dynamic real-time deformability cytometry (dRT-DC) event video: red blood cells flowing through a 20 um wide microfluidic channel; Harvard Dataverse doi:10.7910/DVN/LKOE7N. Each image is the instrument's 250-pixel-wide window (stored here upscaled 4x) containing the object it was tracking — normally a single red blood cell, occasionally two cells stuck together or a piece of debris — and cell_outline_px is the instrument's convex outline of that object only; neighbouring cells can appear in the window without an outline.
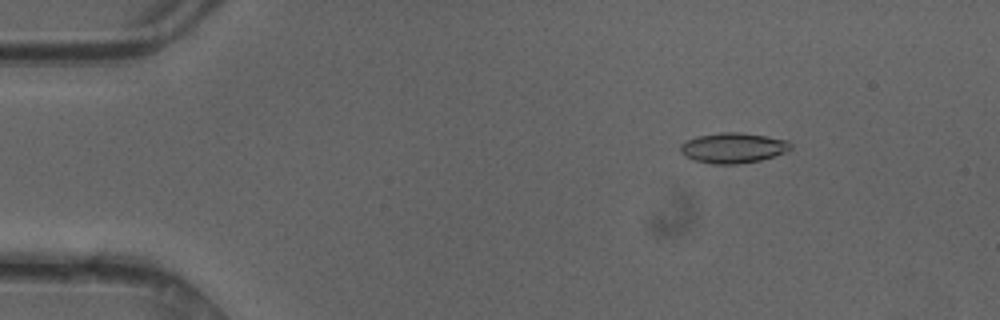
{"species": "common noctule bat (a hibernating species)", "species_latin": "Nyctalus noctula", "temperature_condition": "cold", "stored_images_in_passage": 49, "camera_frame_rate_fps": 3000, "um_per_image_px": 0.085, "animal": {"sex": "female"}, "frame": {"image": 1, "passage_image": 7, "time_ms": 2.0, "image_size_px": [1000, 320], "cell_outline_px": [[792, 148], [784, 152], [760, 160], [736, 164], [712, 164], [692, 160], [684, 156], [680, 152], [680, 144], [688, 140], [700, 136], [720, 132], [740, 132], [788, 140], [792, 144]], "centroid_in_image_um": [62.29, 12.57], "position_along_channel_um": 22.7, "area_um2": 19.36}}
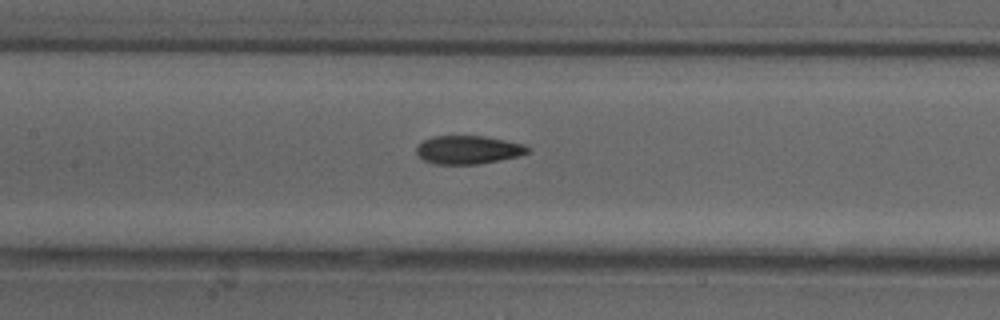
{"frame": {"image": 2, "passage_image": 23, "time_ms": 7.333, "image_size_px": [1000, 320], "cell_outline_px": [[532, 148], [528, 152], [516, 156], [500, 160], [480, 164], [432, 164], [424, 160], [416, 152], [416, 144], [432, 136], [484, 136], [524, 144]], "centroid_in_image_um": [39.77, 12.73], "position_along_channel_um": 167.6, "area_um2": 18.44}}
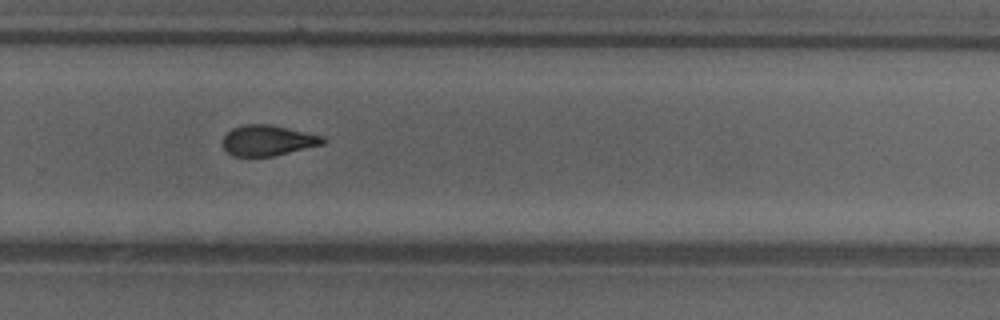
{"frame": {"image": 3, "passage_image": 33, "time_ms": 10.667, "image_size_px": [1000, 320], "cell_outline_px": [[324, 144], [272, 156], [232, 156], [224, 148], [224, 136], [232, 128], [244, 124], [268, 124], [288, 128], [324, 136]], "centroid_in_image_um": [22.76, 11.93], "position_along_channel_um": 307.0, "area_um2": 17.63}, "authors_computed_cell_mechanics": {"area_um2": 18.5538, "velocity_mm_per_s": 4.2055, "shape_relaxation_time_tau1_ms": 6.1745, "shape_relaxation_time_tau2_ms": 3.9389, "deformation_change_tau1": 0.1563, "deformation_change_tau2": 0.1122}}